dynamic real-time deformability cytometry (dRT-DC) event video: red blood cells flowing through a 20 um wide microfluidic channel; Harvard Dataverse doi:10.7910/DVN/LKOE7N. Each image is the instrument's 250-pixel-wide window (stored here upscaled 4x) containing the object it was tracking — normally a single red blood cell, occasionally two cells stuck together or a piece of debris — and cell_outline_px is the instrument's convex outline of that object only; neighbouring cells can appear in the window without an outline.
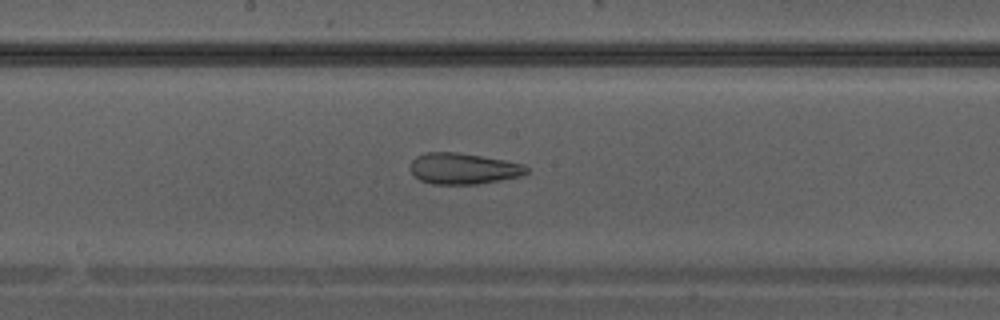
{"species": "Egyptian fruit bat (a non-hibernating species)", "species_latin": "Rousettus aegyptiacus", "temperature_condition": "warm", "stored_images_in_passage": 33, "camera_frame_rate_fps": 3000, "um_per_image_px": 0.085, "animal": {"sex": "male"}, "frame": {"image": 1, "passage_image": 19, "time_ms": 6.0, "image_size_px": [1000, 320], "cell_outline_px": [[528, 172], [520, 176], [500, 180], [476, 184], [432, 184], [420, 180], [408, 168], [412, 160], [416, 156], [424, 152], [456, 152], [504, 160], [520, 164], [528, 168]], "centroid_in_image_um": [39.32, 14.33], "position_along_channel_um": 208.9, "area_um2": 20.92}}
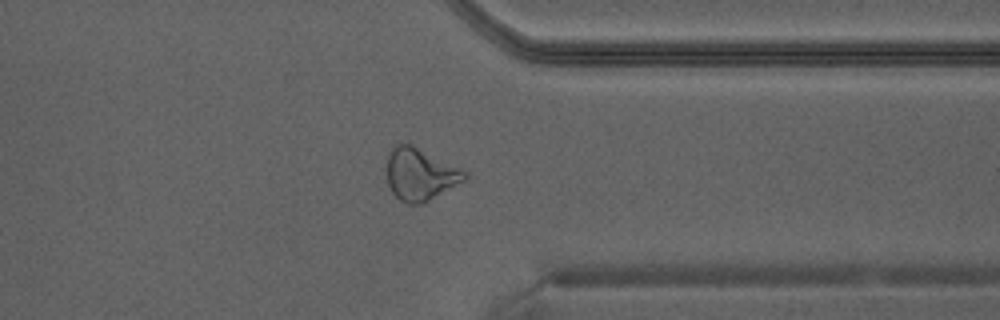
{"frame": {"image": 2, "passage_image": 28, "time_ms": 9.0, "image_size_px": [1000, 320], "cell_outline_px": [[468, 180], [424, 204], [408, 204], [400, 200], [392, 192], [388, 184], [388, 156], [392, 148], [396, 144], [412, 144], [468, 172]], "centroid_in_image_um": [35.77, 14.85], "position_along_channel_um": 375.6, "area_um2": 23.87}}